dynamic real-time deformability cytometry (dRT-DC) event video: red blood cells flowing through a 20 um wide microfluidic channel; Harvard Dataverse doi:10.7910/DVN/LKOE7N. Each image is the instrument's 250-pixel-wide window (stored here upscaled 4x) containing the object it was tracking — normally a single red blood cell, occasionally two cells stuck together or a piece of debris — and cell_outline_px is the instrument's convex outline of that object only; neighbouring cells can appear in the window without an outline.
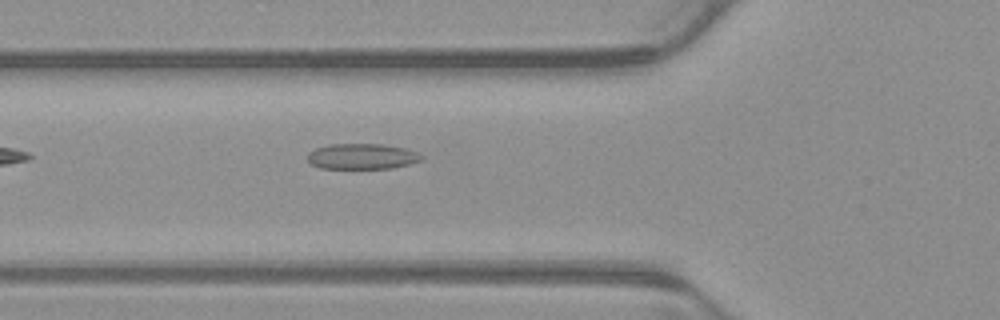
{"species": "common noctule bat (a hibernating species)", "species_latin": "Nyctalus noctula", "temperature_condition": "warm", "stored_images_in_passage": 5, "camera_frame_rate_fps": 3000, "um_per_image_px": 0.085, "animal": {"sex": "male", "body_mass_g": 23.1, "forearm_length_mm": 52.7}, "frame": {"image": 1, "passage_image": 5, "time_ms": 1.333, "image_size_px": [1000, 320], "cell_outline_px": [[424, 156], [420, 160], [408, 164], [392, 168], [320, 168], [312, 164], [308, 160], [308, 152], [316, 148], [328, 144], [384, 144], [408, 148]], "centroid_in_image_um": [30.78, 13.28], "position_along_channel_um": 95.0, "area_um2": 16.99}}